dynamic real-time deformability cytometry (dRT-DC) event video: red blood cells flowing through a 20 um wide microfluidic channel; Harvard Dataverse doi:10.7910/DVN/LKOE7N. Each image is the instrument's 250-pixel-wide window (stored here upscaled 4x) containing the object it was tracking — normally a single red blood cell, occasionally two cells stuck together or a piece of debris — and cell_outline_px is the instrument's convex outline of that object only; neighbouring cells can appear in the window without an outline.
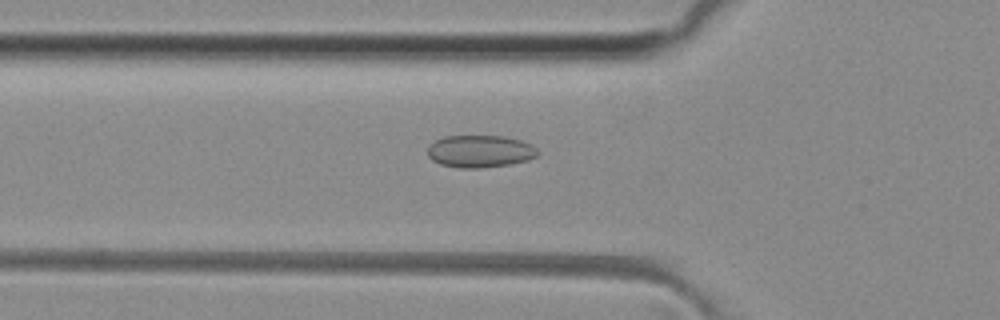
{"species": "common noctule bat (a hibernating species)", "species_latin": "Nyctalus noctula", "temperature_condition": "room temperature", "stored_images_in_passage": 50, "camera_frame_rate_fps": 3000, "um_per_image_px": 0.085, "animal": {"sex": "female", "body_mass_g": 29.2, "forearm_length_mm": 56.3}, "frame": {"image": 1, "passage_image": 17, "time_ms": 5.333, "image_size_px": [1000, 320], "cell_outline_px": [[540, 152], [536, 156], [528, 160], [512, 164], [484, 168], [460, 168], [440, 164], [432, 160], [428, 156], [428, 148], [436, 140], [444, 136], [504, 136], [520, 140], [532, 144]], "centroid_in_image_um": [40.83, 12.87], "position_along_channel_um": 85.0, "area_um2": 20.87}}
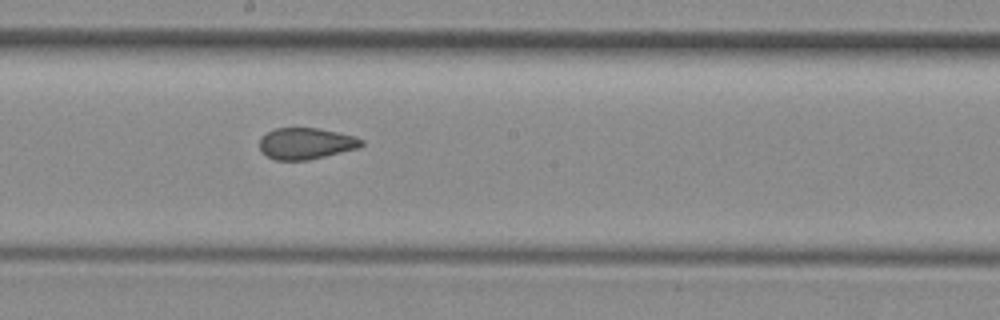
{"frame": {"image": 2, "passage_image": 27, "time_ms": 8.667, "image_size_px": [1000, 320], "cell_outline_px": [[364, 144], [360, 148], [308, 160], [276, 160], [260, 152], [260, 136], [276, 128], [320, 128], [356, 136], [364, 140]], "centroid_in_image_um": [26.04, 12.19], "position_along_channel_um": 222.2, "area_um2": 18.84}}
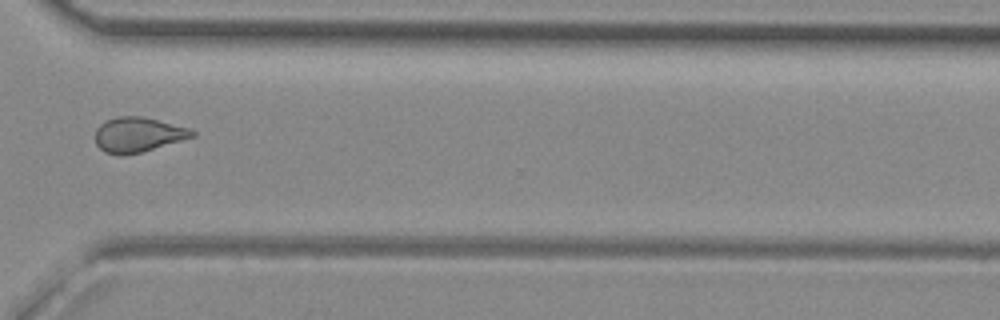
{"frame": {"image": 3, "passage_image": 37, "time_ms": 12.0, "image_size_px": [1000, 320], "cell_outline_px": [[196, 136], [140, 152], [120, 156], [104, 152], [96, 144], [96, 128], [104, 120], [120, 116], [144, 116], [188, 128], [196, 132]], "centroid_in_image_um": [11.71, 11.44], "position_along_channel_um": 358.9, "area_um2": 19.65}, "authors_computed_cell_mechanics": {"area_um2": 19.9988, "velocity_mm_per_s": 4.1029, "shape_relaxation_time_tau1_ms": null, "shape_relaxation_time_tau2_ms": 1.7456, "deformation_change_tau1": null, "deformation_change_tau2": 0.0813}}